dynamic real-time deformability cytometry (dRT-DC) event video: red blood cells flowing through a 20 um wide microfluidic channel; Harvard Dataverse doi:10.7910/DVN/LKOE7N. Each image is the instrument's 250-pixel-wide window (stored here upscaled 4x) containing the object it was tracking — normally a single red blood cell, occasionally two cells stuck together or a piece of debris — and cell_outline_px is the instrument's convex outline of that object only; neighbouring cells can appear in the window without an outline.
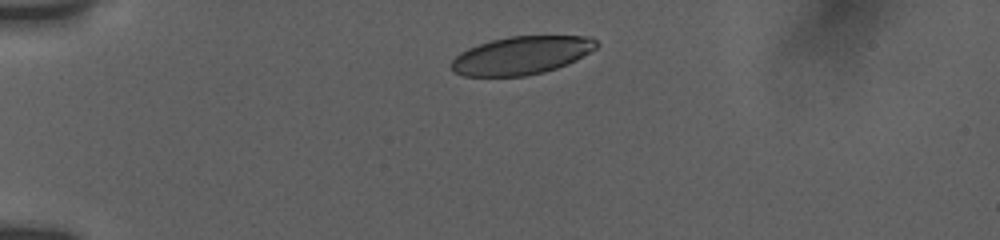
{"species": "human", "species_latin": "Homo sapiens", "temperature_condition": "room temperature", "stored_images_in_passage": 9, "camera_frame_rate_fps": 3000, "um_per_image_px": 0.085, "donor": {"sex": "female"}, "frame": {"image": 1, "passage_image": 2, "time_ms": 1.0, "image_size_px": [1000, 240], "cell_outline_px": [[600, 44], [596, 48], [576, 60], [568, 64], [544, 72], [524, 76], [464, 76], [456, 72], [452, 68], [452, 60], [460, 52], [468, 48], [492, 40], [508, 36], [592, 36]], "centroid_in_image_um": [44.36, 4.7], "position_along_channel_um": 40.6, "area_um2": 32.14}}
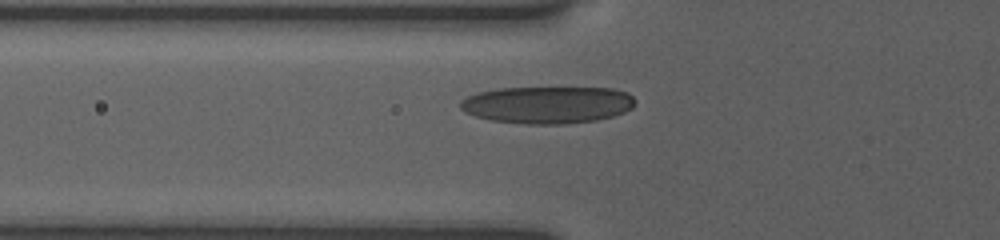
{"frame": {"image": 2, "passage_image": 7, "time_ms": 3.333, "image_size_px": [1000, 240], "cell_outline_px": [[636, 100], [632, 108], [624, 112], [612, 116], [596, 120], [564, 124], [524, 124], [492, 120], [476, 116], [464, 112], [460, 108], [460, 100], [476, 92], [500, 88], [612, 88], [628, 92]], "centroid_in_image_um": [46.53, 8.9], "position_along_channel_um": 79.3, "area_um2": 37.97}}
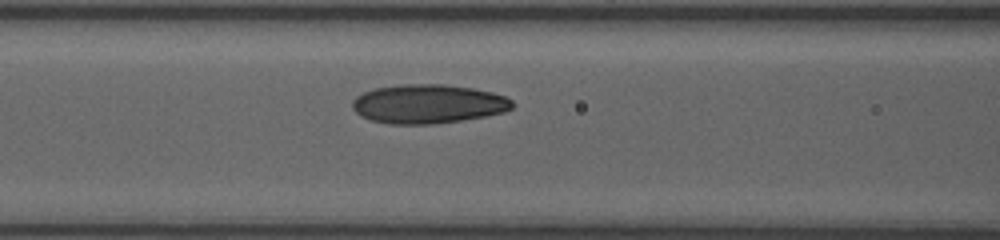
{"frame": {"image": 3, "passage_image": 9, "time_ms": 4.667, "image_size_px": [1000, 240], "cell_outline_px": [[512, 108], [504, 112], [484, 116], [460, 120], [432, 124], [392, 124], [372, 120], [356, 112], [352, 108], [352, 100], [356, 96], [364, 92], [376, 88], [400, 84], [444, 84], [472, 88], [492, 92], [504, 96], [512, 100]], "centroid_in_image_um": [36.38, 8.82], "position_along_channel_um": 130.2, "area_um2": 36.13}}